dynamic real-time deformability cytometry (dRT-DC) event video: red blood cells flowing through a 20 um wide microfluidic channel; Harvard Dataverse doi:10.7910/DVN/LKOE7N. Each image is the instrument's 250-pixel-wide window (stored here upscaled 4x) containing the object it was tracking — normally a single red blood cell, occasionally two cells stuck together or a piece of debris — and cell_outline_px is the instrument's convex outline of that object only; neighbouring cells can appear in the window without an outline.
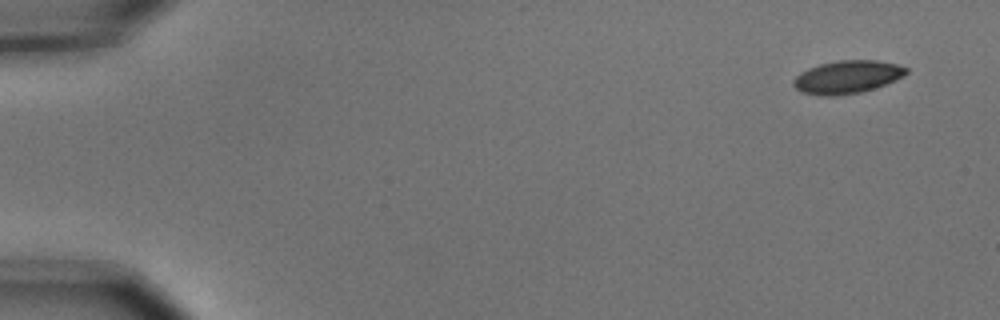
{"species": "common noctule bat (a hibernating species)", "species_latin": "Nyctalus noctula", "temperature_condition": "cold", "stored_images_in_passage": 3, "camera_frame_rate_fps": 3000, "um_per_image_px": 0.085, "animal": {"sex": "male", "body_mass_g": 15.6}, "frame": {"image": 1, "passage_image": 1, "time_ms": 0.0, "image_size_px": [1000, 320], "cell_outline_px": [[908, 72], [904, 76], [896, 80], [860, 92], [836, 96], [824, 96], [800, 92], [792, 84], [792, 80], [800, 72], [808, 68], [820, 64], [840, 60], [876, 60], [896, 64], [908, 68]], "centroid_in_image_um": [71.99, 6.54], "position_along_channel_um": 13.0, "area_um2": 21.62}}